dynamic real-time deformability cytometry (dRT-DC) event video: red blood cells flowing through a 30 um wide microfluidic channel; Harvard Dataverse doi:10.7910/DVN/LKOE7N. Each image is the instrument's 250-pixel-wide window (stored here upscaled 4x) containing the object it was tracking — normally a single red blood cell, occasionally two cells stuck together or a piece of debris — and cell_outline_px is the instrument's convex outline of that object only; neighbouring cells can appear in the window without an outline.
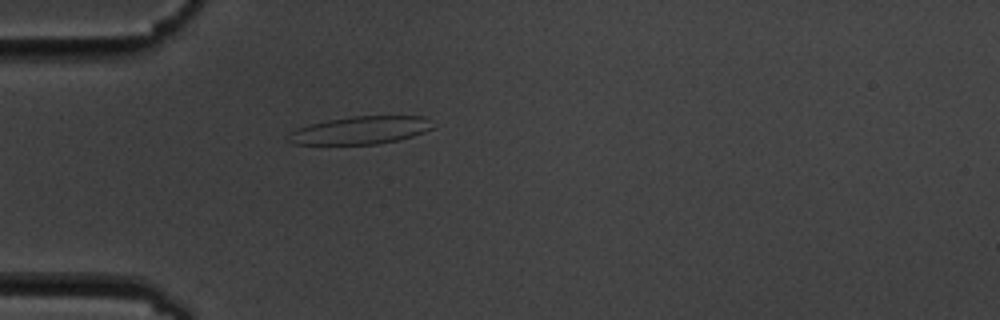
{"species": "common noctule bat (a hibernating species)", "species_latin": "Nyctalus noctula", "temperature_condition": "cold", "stored_images_in_passage": 5, "camera_frame_rate_fps": 3000, "um_per_image_px": 0.085, "animal": {"sex": "male", "body_mass_g": 19.5, "forearm_length_mm": 54.6}, "frame": {"image": 1, "passage_image": 5, "time_ms": 4.333, "image_size_px": [1000, 320], "cell_outline_px": [[432, 128], [424, 132], [400, 140], [376, 144], [292, 144], [284, 136], [296, 128], [308, 124], [328, 120], [352, 116], [424, 116], [428, 120]], "centroid_in_image_um": [30.56, 11.07], "position_along_channel_um": 54.4, "area_um2": 23.41}}